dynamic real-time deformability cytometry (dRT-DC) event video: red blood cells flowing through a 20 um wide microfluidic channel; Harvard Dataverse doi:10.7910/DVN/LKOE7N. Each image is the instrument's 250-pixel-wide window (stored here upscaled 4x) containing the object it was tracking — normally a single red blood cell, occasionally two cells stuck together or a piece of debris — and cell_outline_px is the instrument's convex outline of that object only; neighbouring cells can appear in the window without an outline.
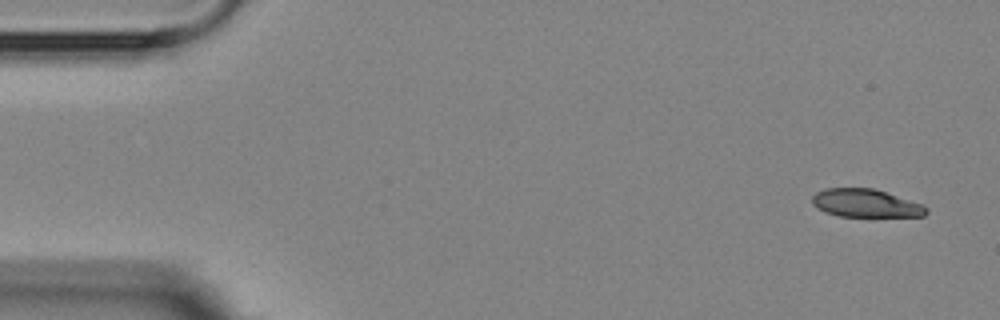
{"species": "Egyptian fruit bat (a non-hibernating species)", "species_latin": "Rousettus aegyptiacus", "temperature_condition": "room temperature", "stored_images_in_passage": 5, "camera_frame_rate_fps": 3000, "um_per_image_px": 0.085, "animal": {"sex": "female"}, "frame": {"image": 1, "passage_image": 1, "time_ms": 0.0, "image_size_px": [1000, 320], "cell_outline_px": [[928, 212], [924, 216], [840, 216], [824, 212], [812, 204], [812, 196], [816, 192], [824, 188], [872, 188], [924, 204], [928, 208]], "centroid_in_image_um": [73.58, 17.27], "position_along_channel_um": 11.4, "area_um2": 18.67}}
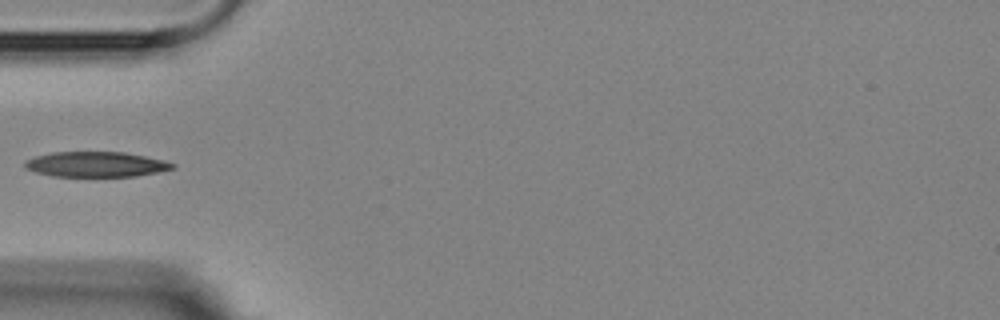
{"frame": {"image": 2, "passage_image": 5, "time_ms": 5.0, "image_size_px": [1000, 320], "cell_outline_px": [[176, 168], [136, 176], [52, 176], [36, 172], [24, 168], [24, 160], [36, 156], [52, 152], [124, 152], [164, 160], [176, 164]], "centroid_in_image_um": [8.14, 13.96], "position_along_channel_um": 76.9, "area_um2": 21.68}}